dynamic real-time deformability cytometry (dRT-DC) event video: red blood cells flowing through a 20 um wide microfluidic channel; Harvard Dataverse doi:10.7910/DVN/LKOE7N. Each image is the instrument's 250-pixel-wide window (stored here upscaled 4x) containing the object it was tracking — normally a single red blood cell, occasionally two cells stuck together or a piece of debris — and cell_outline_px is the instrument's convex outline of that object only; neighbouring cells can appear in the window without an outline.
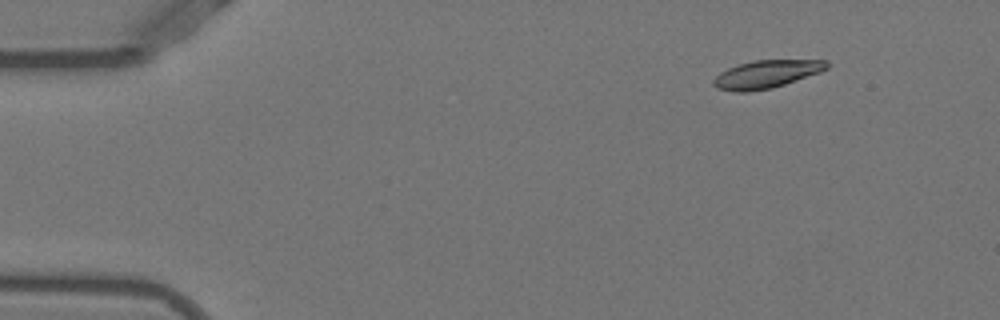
{"species": "Egyptian fruit bat (a non-hibernating species)", "species_latin": "Rousettus aegyptiacus", "temperature_condition": "warm", "stored_images_in_passage": 47, "camera_frame_rate_fps": 3000, "um_per_image_px": 0.085, "animal": {"sex": "female"}, "frame": {"image": 1, "passage_image": 1, "time_ms": 0.0, "image_size_px": [1000, 320], "cell_outline_px": [[828, 68], [820, 72], [772, 88], [748, 92], [736, 92], [716, 88], [712, 84], [712, 80], [720, 72], [728, 68], [740, 64], [756, 60], [828, 60]], "centroid_in_image_um": [65.12, 6.31], "position_along_channel_um": 19.9, "area_um2": 18.32}}
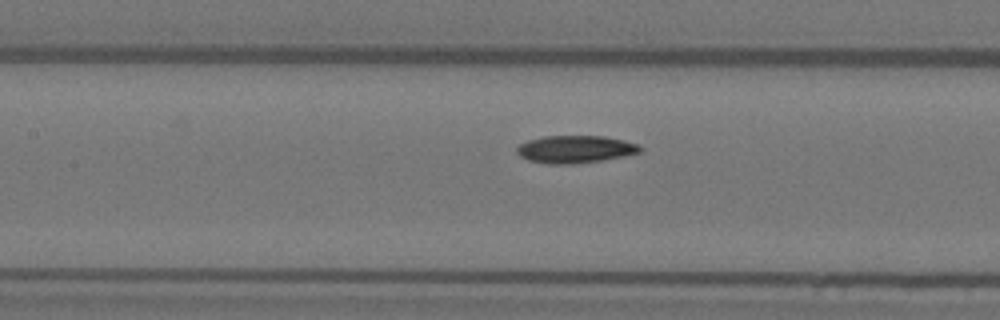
{"frame": {"image": 2, "passage_image": 19, "time_ms": 6.0, "image_size_px": [1000, 320], "cell_outline_px": [[640, 152], [624, 156], [600, 160], [572, 164], [548, 164], [528, 160], [520, 156], [516, 152], [516, 148], [520, 144], [528, 140], [544, 136], [604, 136], [624, 140], [640, 144]], "centroid_in_image_um": [48.88, 12.68], "position_along_channel_um": 158.5, "area_um2": 19.71}}
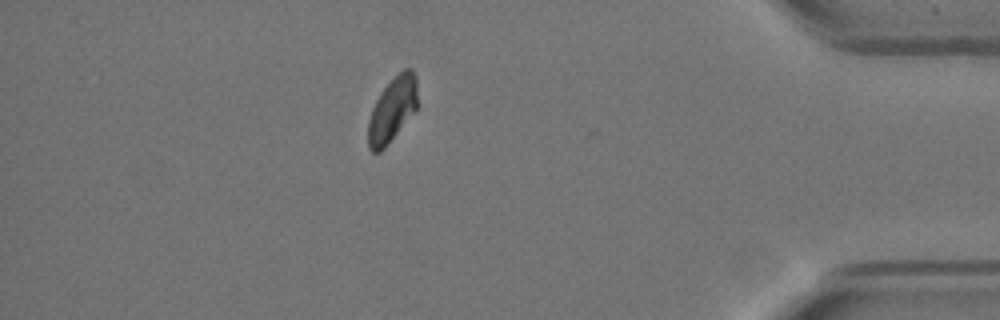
{"frame": {"image": 3, "passage_image": 41, "time_ms": 13.333, "image_size_px": [1000, 320], "cell_outline_px": [[416, 108], [384, 148], [380, 152], [372, 152], [368, 148], [368, 120], [372, 108], [380, 92], [404, 68], [412, 68], [416, 76]], "centroid_in_image_um": [33.31, 9.31], "position_along_channel_um": 401.9, "area_um2": 18.09}, "authors_computed_cell_mechanics": {"area_um2": 19.3052, "velocity_mm_per_s": 3.8753, "shape_relaxation_time_tau1_ms": 6.8416, "shape_relaxation_time_tau2_ms": null, "deformation_change_tau1": 0.1666, "deformation_change_tau2": null}}